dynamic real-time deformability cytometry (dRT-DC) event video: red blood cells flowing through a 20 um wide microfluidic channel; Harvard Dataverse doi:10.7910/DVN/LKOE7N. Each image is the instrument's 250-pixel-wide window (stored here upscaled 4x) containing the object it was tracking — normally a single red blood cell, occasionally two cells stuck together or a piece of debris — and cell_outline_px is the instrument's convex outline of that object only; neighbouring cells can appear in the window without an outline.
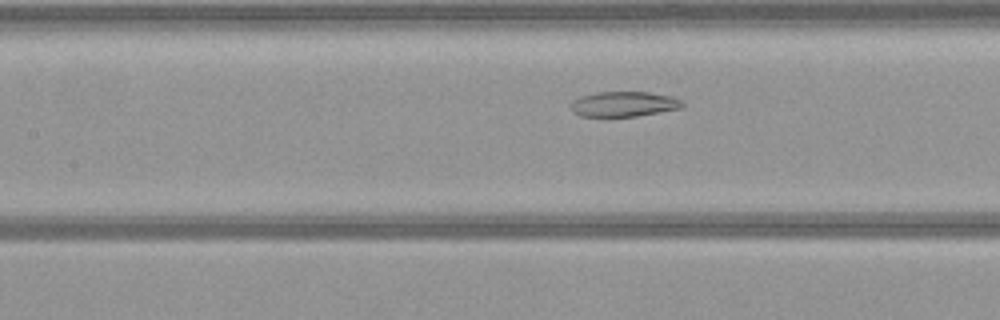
{"species": "common noctule bat (a hibernating species)", "species_latin": "Nyctalus noctula", "temperature_condition": "warm", "stored_images_in_passage": 23, "camera_frame_rate_fps": 3000, "um_per_image_px": 0.085, "animal": {"sex": "female", "body_mass_g": 21.9}, "frame": {"image": 1, "passage_image": 20, "time_ms": 6.333, "image_size_px": [1000, 320], "cell_outline_px": [[684, 104], [680, 108], [660, 112], [636, 116], [580, 116], [572, 112], [572, 100], [580, 96], [596, 92], [648, 92], [672, 96], [680, 100]], "centroid_in_image_um": [53.0, 8.84], "position_along_channel_um": 154.4, "area_um2": 16.24}}